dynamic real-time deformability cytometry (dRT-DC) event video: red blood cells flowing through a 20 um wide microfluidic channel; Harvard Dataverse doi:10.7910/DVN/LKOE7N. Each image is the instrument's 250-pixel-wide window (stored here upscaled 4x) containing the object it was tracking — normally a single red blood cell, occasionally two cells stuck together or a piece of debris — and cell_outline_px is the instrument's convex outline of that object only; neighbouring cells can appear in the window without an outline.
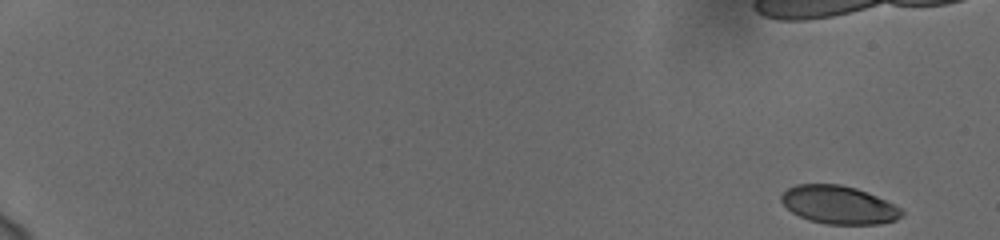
{"species": "human", "species_latin": "Homo sapiens", "temperature_condition": "cold", "stored_images_in_passage": 41, "camera_frame_rate_fps": 3000, "um_per_image_px": 0.085, "donor": {"sex": "female"}, "frame": {"image": 1, "passage_image": 1, "time_ms": 0.0, "image_size_px": [1000, 240], "cell_outline_px": [[904, 216], [896, 220], [880, 224], [828, 224], [808, 220], [792, 212], [780, 200], [780, 196], [788, 188], [796, 184], [840, 184], [856, 188], [876, 196], [900, 208], [904, 212]], "centroid_in_image_um": [71.29, 17.42], "position_along_channel_um": 13.7, "area_um2": 26.65}}
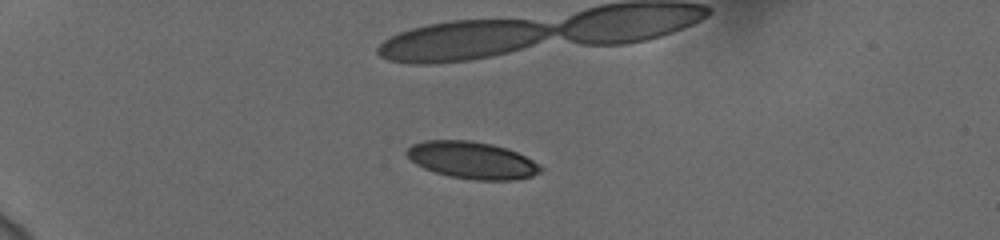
{"frame": {"image": 2, "passage_image": 15, "time_ms": 4.667, "image_size_px": [1000, 240], "cell_outline_px": [[544, 168], [540, 172], [532, 176], [512, 180], [476, 180], [452, 176], [436, 172], [424, 168], [416, 164], [404, 152], [412, 144], [424, 140], [468, 140], [492, 144], [516, 152], [540, 164]], "centroid_in_image_um": [40.13, 13.61], "position_along_channel_um": 44.9, "area_um2": 28.67}}